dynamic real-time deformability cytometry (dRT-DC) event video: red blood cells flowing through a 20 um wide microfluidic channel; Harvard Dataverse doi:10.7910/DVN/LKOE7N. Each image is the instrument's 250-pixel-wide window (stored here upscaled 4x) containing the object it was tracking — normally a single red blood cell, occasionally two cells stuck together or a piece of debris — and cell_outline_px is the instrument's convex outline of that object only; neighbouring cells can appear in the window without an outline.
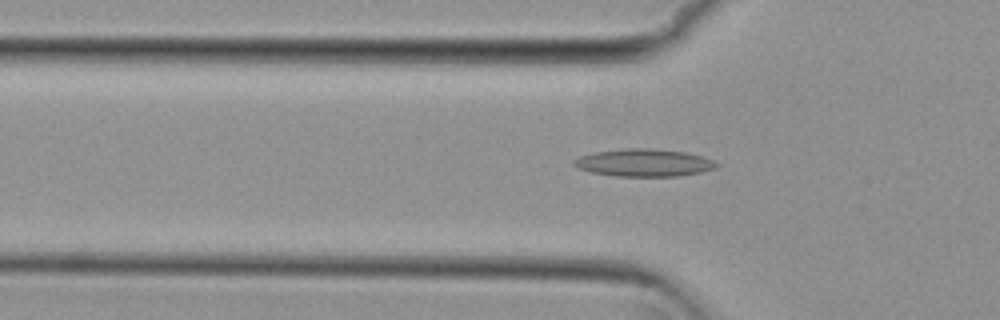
{"species": "common noctule bat (a hibernating species)", "species_latin": "Nyctalus noctula", "temperature_condition": "cold", "stored_images_in_passage": 52, "camera_frame_rate_fps": 3000, "um_per_image_px": 0.085, "animal": {"sex": "female", "body_mass_g": 29.2, "forearm_length_mm": 56.3}, "frame": {"image": 1, "passage_image": 16, "time_ms": 5.0, "image_size_px": [1000, 320], "cell_outline_px": [[720, 164], [716, 168], [700, 172], [676, 176], [616, 176], [592, 172], [576, 168], [572, 164], [572, 160], [580, 156], [592, 152], [624, 148], [648, 148], [684, 152], [700, 156], [712, 160]], "centroid_in_image_um": [54.68, 13.83], "position_along_channel_um": 71.1, "area_um2": 22.83}}
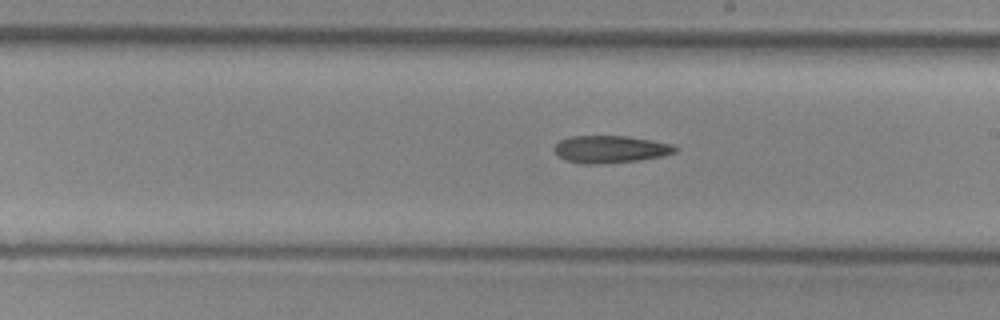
{"frame": {"image": 2, "passage_image": 29, "time_ms": 9.333, "image_size_px": [1000, 320], "cell_outline_px": [[680, 148], [676, 152], [664, 156], [640, 160], [600, 164], [580, 164], [564, 160], [552, 148], [560, 140], [568, 136], [628, 136], [652, 140], [672, 144]], "centroid_in_image_um": [51.9, 12.69], "position_along_channel_um": 237.1, "area_um2": 19.54}}
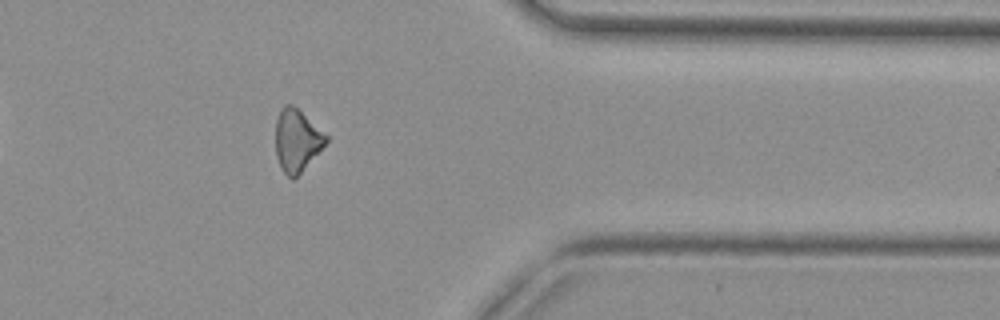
{"frame": {"image": 3, "passage_image": 42, "time_ms": 13.667, "image_size_px": [1000, 320], "cell_outline_px": [[328, 140], [300, 172], [292, 180], [280, 168], [276, 156], [276, 120], [280, 108], [284, 104], [292, 104], [328, 136]], "centroid_in_image_um": [25.19, 11.91], "position_along_channel_um": 386.2, "area_um2": 17.92}}